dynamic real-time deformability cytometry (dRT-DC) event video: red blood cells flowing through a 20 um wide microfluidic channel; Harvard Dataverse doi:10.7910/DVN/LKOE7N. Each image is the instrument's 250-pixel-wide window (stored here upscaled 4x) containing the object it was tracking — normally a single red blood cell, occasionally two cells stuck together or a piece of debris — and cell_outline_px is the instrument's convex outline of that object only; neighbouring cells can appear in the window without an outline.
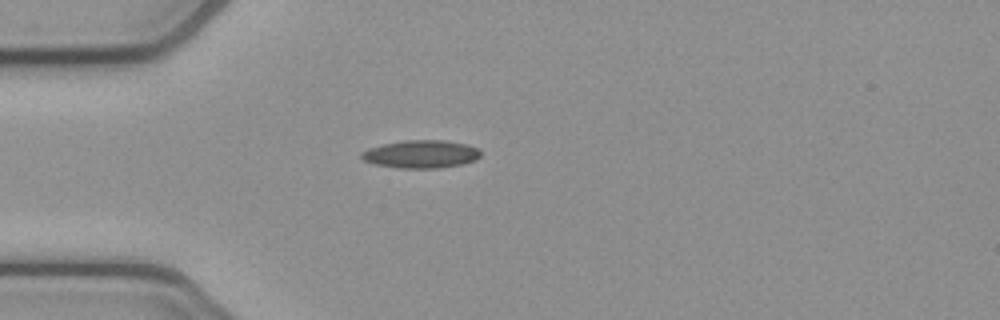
{"species": "common noctule bat (a hibernating species)", "species_latin": "Nyctalus noctula", "temperature_condition": "cold", "stored_images_in_passage": 1, "camera_frame_rate_fps": 3000, "um_per_image_px": 0.085, "animal": {"sex": "female", "body_mass_g": 21.9}, "frame": {"image": 1, "passage_image": 1, "time_ms": 0.0, "image_size_px": [1000, 320], "cell_outline_px": [[480, 156], [476, 160], [464, 164], [440, 168], [396, 168], [372, 164], [364, 160], [360, 156], [360, 152], [368, 148], [384, 144], [404, 140], [444, 140], [468, 144], [480, 148]], "centroid_in_image_um": [35.8, 13.1], "position_along_channel_um": 49.2, "area_um2": 19.71}}